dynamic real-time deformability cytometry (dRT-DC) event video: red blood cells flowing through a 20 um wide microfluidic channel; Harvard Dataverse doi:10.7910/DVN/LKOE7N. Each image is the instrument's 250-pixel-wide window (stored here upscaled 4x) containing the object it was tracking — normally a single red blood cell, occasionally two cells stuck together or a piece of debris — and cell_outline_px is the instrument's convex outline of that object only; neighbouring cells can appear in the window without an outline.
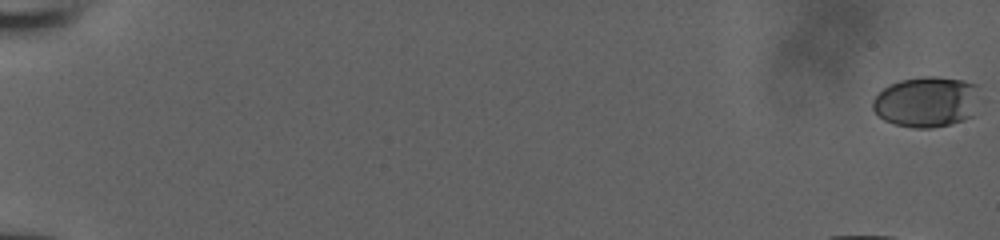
{"species": "human", "species_latin": "Homo sapiens", "temperature_condition": "room temperature", "stored_images_in_passage": 44, "camera_frame_rate_fps": 3000, "um_per_image_px": 0.085, "donor": {"sex": "male"}, "frame": {"image": 1, "passage_image": 1, "time_ms": 0.0, "image_size_px": [1000, 240], "cell_outline_px": [[976, 84], [972, 116], [964, 120], [932, 128], [912, 128], [896, 124], [884, 120], [876, 116], [872, 108], [872, 100], [884, 88], [900, 80], [920, 76], [936, 76], [964, 80]], "centroid_in_image_um": [78.68, 8.66], "position_along_channel_um": 6.3, "area_um2": 31.27}}
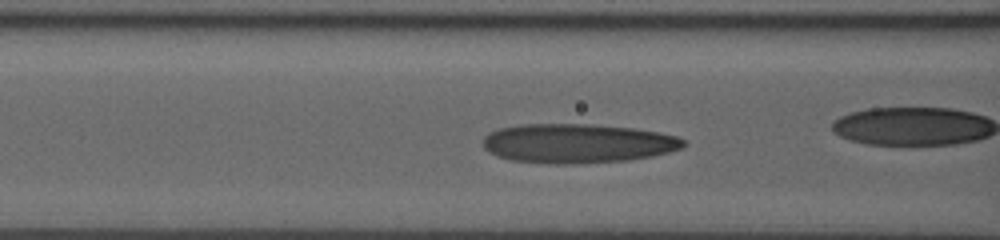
{"frame": {"image": 2, "passage_image": 24, "time_ms": 7.667, "image_size_px": [1000, 240], "cell_outline_px": [[684, 144], [680, 148], [668, 152], [652, 156], [628, 160], [576, 164], [548, 164], [508, 160], [496, 156], [488, 152], [484, 148], [484, 136], [488, 132], [500, 128], [520, 124], [592, 124], [632, 128], [656, 132], [676, 136], [684, 140]], "centroid_in_image_um": [49.01, 12.19], "position_along_channel_um": 117.6, "area_um2": 46.07}}